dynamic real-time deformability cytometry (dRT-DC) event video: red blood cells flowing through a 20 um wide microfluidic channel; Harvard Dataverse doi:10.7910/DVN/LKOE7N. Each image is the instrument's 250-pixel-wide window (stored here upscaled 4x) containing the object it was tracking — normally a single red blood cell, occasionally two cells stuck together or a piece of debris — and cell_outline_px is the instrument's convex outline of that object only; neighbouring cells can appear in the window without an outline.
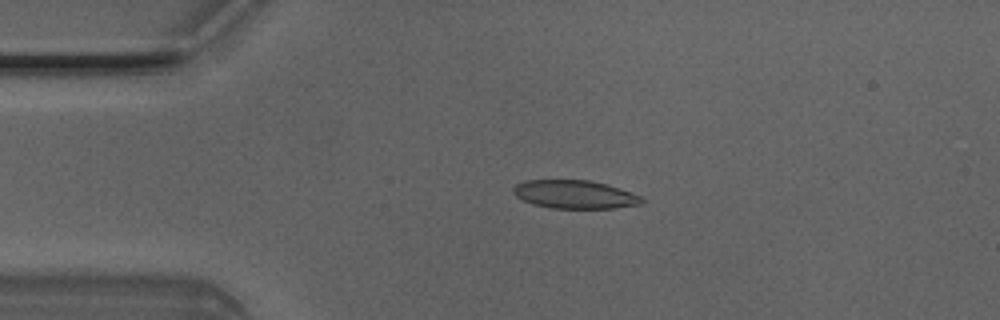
{"species": "Egyptian fruit bat (a non-hibernating species)", "species_latin": "Rousettus aegyptiacus", "temperature_condition": "room temperature", "stored_images_in_passage": 4, "camera_frame_rate_fps": 3000, "um_per_image_px": 0.085, "animal": {"sex": "male"}, "frame": {"image": 1, "passage_image": 3, "time_ms": 0.667, "image_size_px": [1000, 320], "cell_outline_px": [[644, 200], [640, 204], [616, 208], [552, 208], [532, 204], [516, 196], [512, 192], [512, 188], [516, 184], [524, 180], [588, 180], [604, 184], [640, 196]], "centroid_in_image_um": [48.78, 16.53], "position_along_channel_um": 36.2, "area_um2": 20.92}}